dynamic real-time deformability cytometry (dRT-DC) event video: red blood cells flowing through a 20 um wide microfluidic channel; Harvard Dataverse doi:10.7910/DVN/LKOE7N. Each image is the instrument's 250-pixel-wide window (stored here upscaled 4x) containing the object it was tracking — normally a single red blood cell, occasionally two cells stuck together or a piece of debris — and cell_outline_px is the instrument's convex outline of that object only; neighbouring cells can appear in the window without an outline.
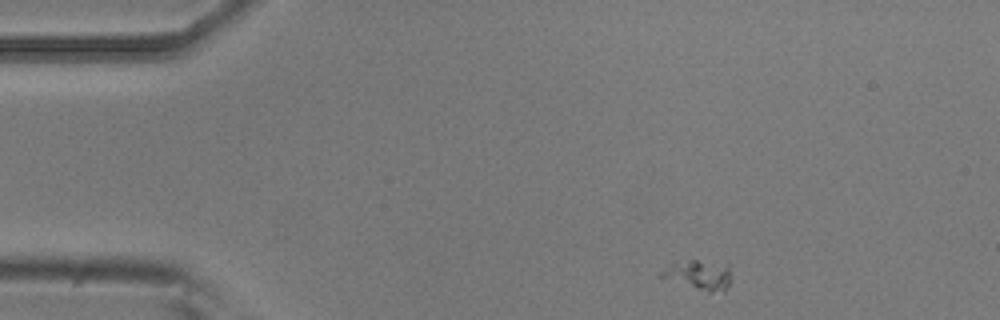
{"species": "common noctule bat (a hibernating species)", "species_latin": "Nyctalus noctula", "temperature_condition": "room temperature", "stored_images_in_passage": 48, "camera_frame_rate_fps": 3000, "um_per_image_px": 0.085, "animal": {"sex": "male", "body_mass_g": 20.5, "forearm_length_mm": 52.5}, "frame": {"image": 1, "passage_image": 1, "time_ms": 0.0, "image_size_px": [1000, 320], "cell_outline_px": [[728, 284], [724, 292], [708, 292], [656, 276], [664, 268], [672, 264], [688, 260], [696, 260], [728, 264]], "centroid_in_image_um": [59.36, 23.37], "position_along_channel_um": 25.6, "area_um2": 11.79}}
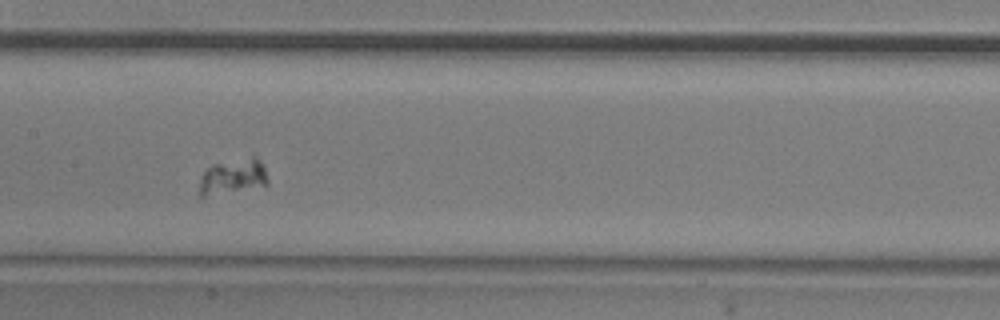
{"frame": {"image": 2, "passage_image": 20, "time_ms": 6.333, "image_size_px": [1000, 320], "cell_outline_px": [[268, 184], [200, 200], [200, 180], [204, 172], [212, 164], [252, 156], [256, 156], [260, 160], [264, 168], [268, 180]], "centroid_in_image_um": [19.76, 15.05], "position_along_channel_um": 187.6, "area_um2": 14.45}}
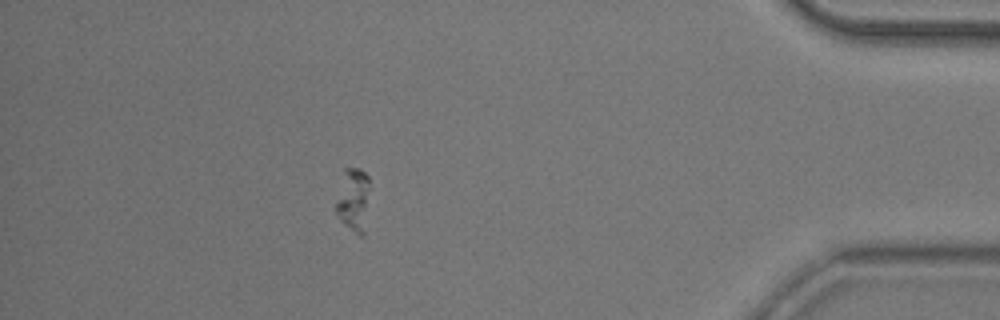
{"frame": {"image": 3, "passage_image": 42, "time_ms": 13.667, "image_size_px": [1000, 320], "cell_outline_px": [[368, 188], [364, 236], [360, 236], [344, 224], [340, 220], [336, 212], [336, 204], [344, 168], [356, 168], [364, 172], [368, 176]], "centroid_in_image_um": [30.02, 16.99], "position_along_channel_um": 405.2, "area_um2": 12.02}}